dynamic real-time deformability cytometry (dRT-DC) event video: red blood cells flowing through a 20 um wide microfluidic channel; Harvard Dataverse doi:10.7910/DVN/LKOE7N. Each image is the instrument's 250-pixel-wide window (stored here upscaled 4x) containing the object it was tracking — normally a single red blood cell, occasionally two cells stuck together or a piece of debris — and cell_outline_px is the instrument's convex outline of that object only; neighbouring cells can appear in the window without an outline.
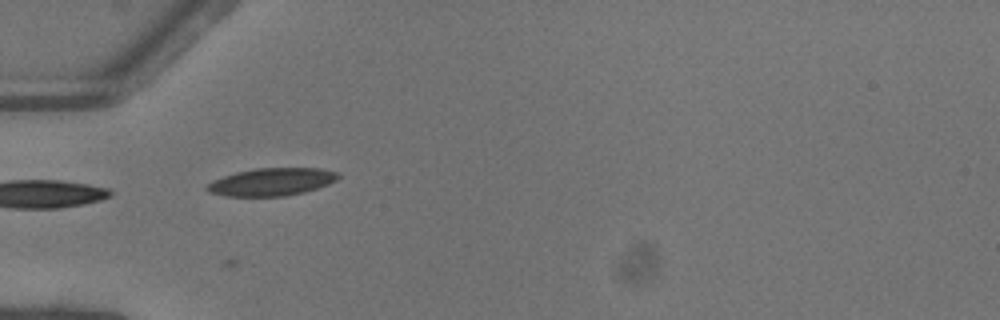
{"species": "common noctule bat (a hibernating species)", "species_latin": "Nyctalus noctula", "temperature_condition": "warm", "stored_images_in_passage": 37, "camera_frame_rate_fps": 3000, "um_per_image_px": 0.085, "animal": {"sex": "female"}, "frame": {"image": 1, "passage_image": 2, "time_ms": 0.333, "image_size_px": [1000, 320], "cell_outline_px": [[340, 176], [336, 180], [328, 184], [304, 192], [284, 196], [224, 196], [208, 192], [204, 188], [212, 180], [236, 172], [256, 168], [320, 168], [336, 172]], "centroid_in_image_um": [23.05, 15.46], "position_along_channel_um": 61.9, "area_um2": 21.1}}
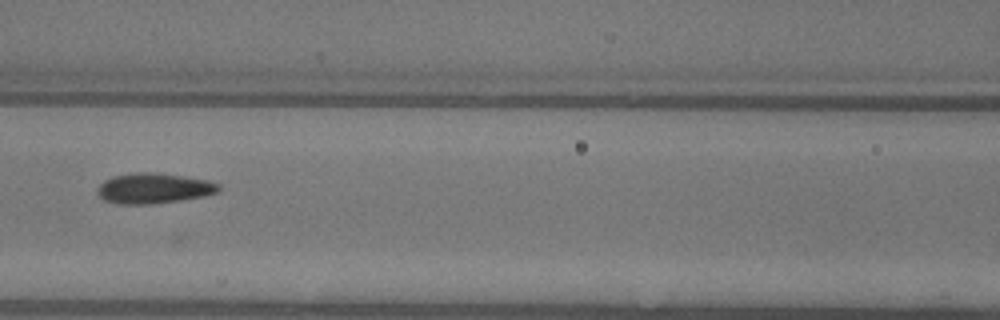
{"frame": {"image": 2, "passage_image": 9, "time_ms": 2.667, "image_size_px": [1000, 320], "cell_outline_px": [[220, 188], [216, 192], [204, 196], [180, 200], [152, 204], [120, 204], [104, 200], [96, 192], [96, 188], [104, 180], [112, 176], [136, 172], [152, 172], [208, 180], [220, 184]], "centroid_in_image_um": [13.03, 16.0], "position_along_channel_um": 153.6, "area_um2": 21.39}}
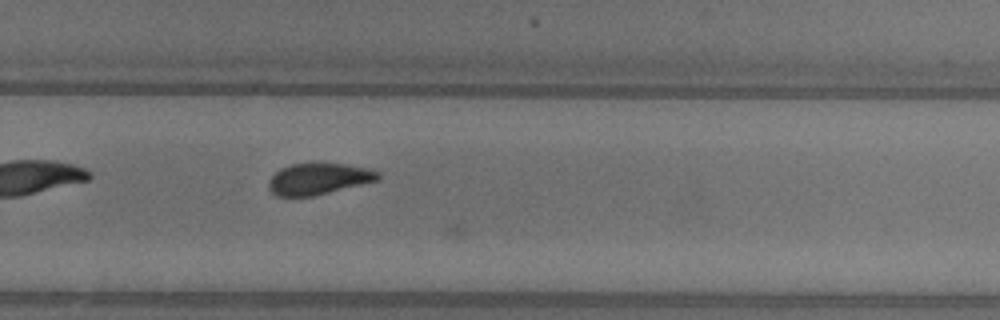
{"frame": {"image": 3, "passage_image": 20, "time_ms": 6.333, "image_size_px": [1000, 320], "cell_outline_px": [[380, 176], [376, 180], [312, 196], [276, 196], [268, 188], [268, 184], [272, 176], [280, 168], [292, 164], [344, 164], [368, 168], [380, 172]], "centroid_in_image_um": [27.04, 15.2], "position_along_channel_um": 302.8, "area_um2": 19.48}}